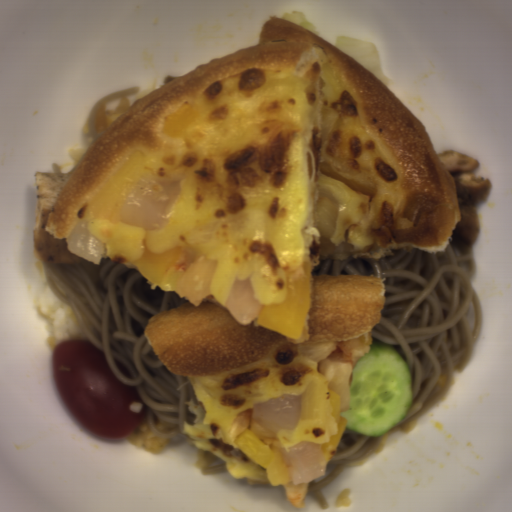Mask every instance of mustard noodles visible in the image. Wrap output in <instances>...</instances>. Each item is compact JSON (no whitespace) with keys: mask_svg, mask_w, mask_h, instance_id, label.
<instances>
[{"mask_svg":"<svg viewBox=\"0 0 512 512\" xmlns=\"http://www.w3.org/2000/svg\"><path fill=\"white\" fill-rule=\"evenodd\" d=\"M384 433L369 437L345 427L337 449L324 467L325 474L310 481L306 495H312L319 507L328 509L329 502L323 488L343 470L362 464L381 444Z\"/></svg>","mask_w":512,"mask_h":512,"instance_id":"obj_3","label":"mustard noodles"},{"mask_svg":"<svg viewBox=\"0 0 512 512\" xmlns=\"http://www.w3.org/2000/svg\"><path fill=\"white\" fill-rule=\"evenodd\" d=\"M43 267L51 291L69 307L88 341L103 352L111 373L138 389L150 431L161 439L188 434L185 421L194 426L196 416L187 402L193 398L196 406L202 404L189 376L164 363L145 332L150 316L187 299L176 291L153 289L139 270L103 256L100 264L87 259Z\"/></svg>","mask_w":512,"mask_h":512,"instance_id":"obj_2","label":"mustard noodles"},{"mask_svg":"<svg viewBox=\"0 0 512 512\" xmlns=\"http://www.w3.org/2000/svg\"><path fill=\"white\" fill-rule=\"evenodd\" d=\"M338 273L384 279L385 303L371 329V347L391 346L412 372L413 399L399 425L422 419L467 367L478 340L475 259L450 239L441 252L399 246L377 258L333 254L320 259L313 276Z\"/></svg>","mask_w":512,"mask_h":512,"instance_id":"obj_1","label":"mustard noodles"},{"mask_svg":"<svg viewBox=\"0 0 512 512\" xmlns=\"http://www.w3.org/2000/svg\"><path fill=\"white\" fill-rule=\"evenodd\" d=\"M195 463L199 474L203 476L230 471L227 464L216 455L199 448L197 451Z\"/></svg>","mask_w":512,"mask_h":512,"instance_id":"obj_4","label":"mustard noodles"},{"mask_svg":"<svg viewBox=\"0 0 512 512\" xmlns=\"http://www.w3.org/2000/svg\"><path fill=\"white\" fill-rule=\"evenodd\" d=\"M140 89L141 88H139L137 86V87H129V88H126V89H123V90L116 91V92L111 93V94H109V95H107L105 97L100 98L93 105V107L91 109V112H90V115H89L88 120H87V125H88V129H89L90 137H91V140H92L93 143L100 136L99 133L97 132V130L95 129V119H96V114H97V111L99 110V108L102 105L108 103L111 100H115V99H118V98L126 97L128 95H135L136 93L139 92Z\"/></svg>","mask_w":512,"mask_h":512,"instance_id":"obj_5","label":"mustard noodles"}]
</instances>
